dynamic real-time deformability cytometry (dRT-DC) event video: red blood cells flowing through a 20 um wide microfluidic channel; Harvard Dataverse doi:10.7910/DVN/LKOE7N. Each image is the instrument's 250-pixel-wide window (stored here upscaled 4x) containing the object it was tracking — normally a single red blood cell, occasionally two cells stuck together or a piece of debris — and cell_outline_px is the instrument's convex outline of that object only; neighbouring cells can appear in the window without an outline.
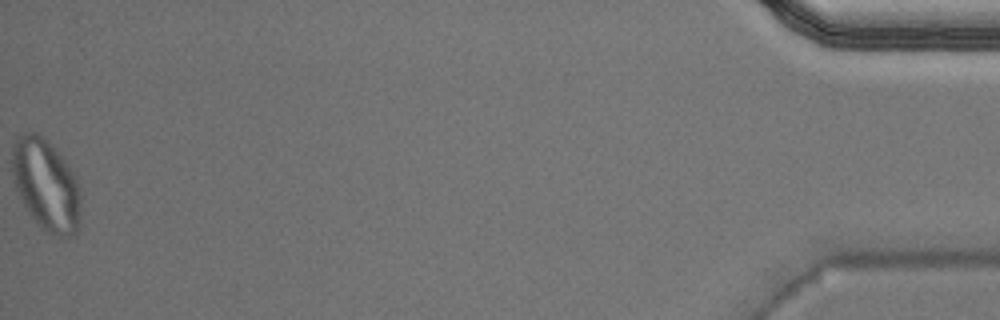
{"species": "Egyptian fruit bat (a non-hibernating species)", "species_latin": "Rousettus aegyptiacus", "temperature_condition": "warm", "stored_images_in_passage": 50, "segment_of_instrument_passage": [2, 2], "camera_frame_rate_fps": 3000, "um_per_image_px": 0.085, "animal": {"sex": "male"}, "frame": {"image": 1, "passage_image": 50, "time_ms": 16.333, "image_size_px": [1000, 320], "cell_outline_px": [[80, 224], [76, 236], [60, 236], [48, 232], [40, 228], [24, 208], [16, 192], [12, 172], [12, 144], [24, 132], [36, 132], [64, 160], [76, 176], [80, 192]], "centroid_in_image_um": [3.9, 15.78], "position_along_channel_um": 431.3, "area_um2": 36.7}}